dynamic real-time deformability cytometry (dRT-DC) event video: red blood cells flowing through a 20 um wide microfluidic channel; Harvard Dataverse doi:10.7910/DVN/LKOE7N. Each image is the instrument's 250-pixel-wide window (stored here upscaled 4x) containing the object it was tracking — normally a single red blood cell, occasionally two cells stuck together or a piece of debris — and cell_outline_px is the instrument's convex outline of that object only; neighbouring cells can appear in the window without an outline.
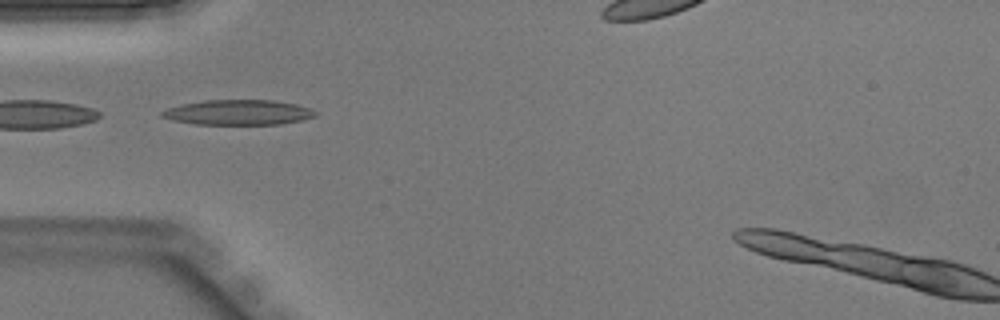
{"species": "Egyptian fruit bat (a non-hibernating species)", "species_latin": "Rousettus aegyptiacus", "temperature_condition": "warm", "stored_images_in_passage": 27, "camera_frame_rate_fps": 3000, "um_per_image_px": 0.085, "animal": {"sex": "male"}, "frame": {"image": 1, "passage_image": 1, "time_ms": 0.0, "image_size_px": [1000, 320], "cell_outline_px": [[316, 116], [304, 120], [280, 124], [196, 124], [172, 120], [160, 116], [160, 112], [168, 108], [180, 104], [204, 100], [276, 100], [296, 104], [308, 108], [316, 112]], "centroid_in_image_um": [20.24, 9.55], "position_along_channel_um": 64.8, "area_um2": 22.48}}
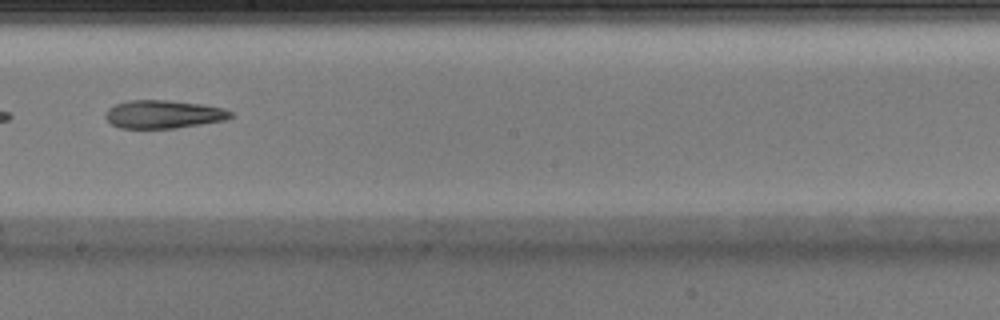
{"frame": {"image": 2, "passage_image": 12, "time_ms": 3.667, "image_size_px": [1000, 320], "cell_outline_px": [[236, 116], [224, 120], [176, 128], [120, 128], [112, 124], [104, 116], [104, 112], [108, 108], [116, 104], [128, 100], [168, 100], [204, 104], [224, 108], [232, 112]], "centroid_in_image_um": [13.91, 9.7], "position_along_channel_um": 234.3, "area_um2": 20.69}}